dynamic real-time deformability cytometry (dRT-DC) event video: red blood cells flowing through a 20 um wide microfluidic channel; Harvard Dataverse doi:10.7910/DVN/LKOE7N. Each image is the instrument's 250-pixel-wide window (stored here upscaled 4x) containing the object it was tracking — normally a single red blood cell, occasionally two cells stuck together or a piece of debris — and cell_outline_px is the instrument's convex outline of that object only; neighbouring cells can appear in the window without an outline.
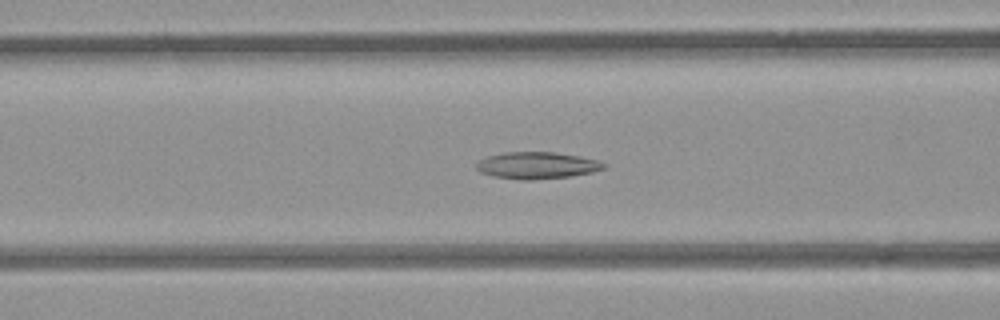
{"species": "common noctule bat (a hibernating species)", "species_latin": "Nyctalus noctula", "temperature_condition": "room temperature", "stored_images_in_passage": 38, "camera_frame_rate_fps": 3000, "um_per_image_px": 0.085, "animal": {"sex": "female", "body_mass_g": 21.9}, "frame": {"image": 1, "passage_image": 5, "time_ms": 1.333, "image_size_px": [1000, 320], "cell_outline_px": [[608, 164], [604, 168], [592, 172], [572, 176], [532, 180], [520, 180], [492, 176], [480, 172], [476, 168], [476, 164], [480, 160], [488, 156], [504, 152], [556, 152], [596, 160]], "centroid_in_image_um": [45.62, 14.06], "position_along_channel_um": 121.0, "area_um2": 19.88}}
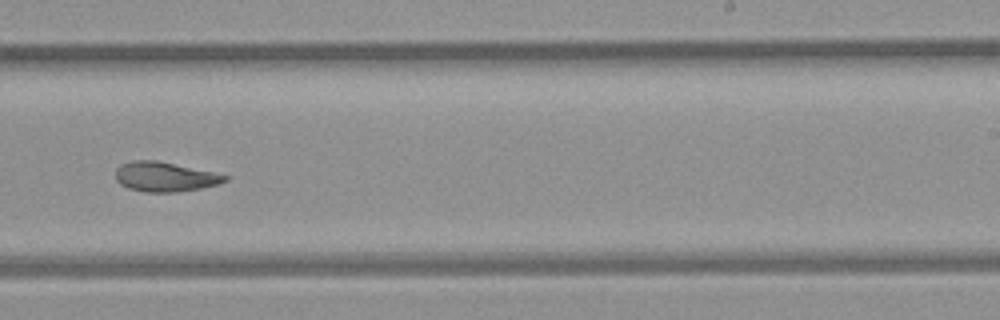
{"frame": {"image": 2, "passage_image": 17, "time_ms": 5.333, "image_size_px": [1000, 320], "cell_outline_px": [[228, 180], [216, 184], [200, 188], [176, 192], [144, 192], [128, 188], [120, 184], [116, 180], [116, 168], [120, 164], [132, 160], [156, 160], [212, 172], [228, 176]], "centroid_in_image_um": [13.95, 15.02], "position_along_channel_um": 275.0, "area_um2": 18.73}}
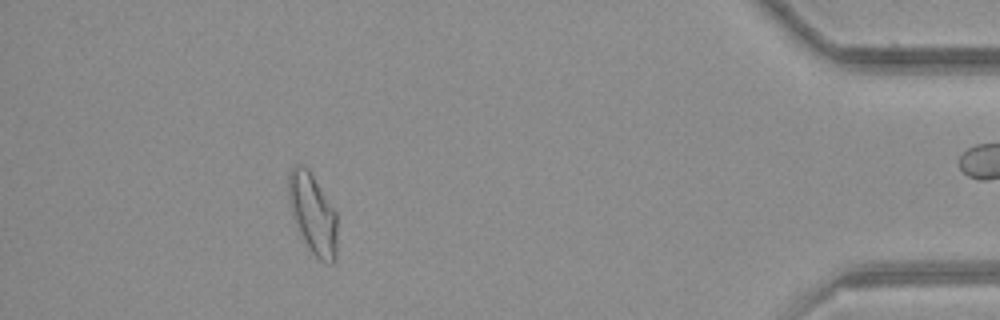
{"frame": {"image": 3, "passage_image": 32, "time_ms": 10.333, "image_size_px": [1000, 320], "cell_outline_px": [[336, 260], [332, 264], [328, 264], [320, 260], [308, 248], [296, 228], [292, 216], [288, 192], [288, 172], [296, 164], [304, 164], [308, 168], [336, 212]], "centroid_in_image_um": [26.57, 18.17], "position_along_channel_um": 408.6, "area_um2": 22.89}, "authors_computed_cell_mechanics": {"area_um2": 19.5364, "velocity_mm_per_s": 3.857, "shape_relaxation_time_tau1_ms": null, "shape_relaxation_time_tau2_ms": 5.9037, "deformation_change_tau1": null, "deformation_change_tau2": 0.1283}}